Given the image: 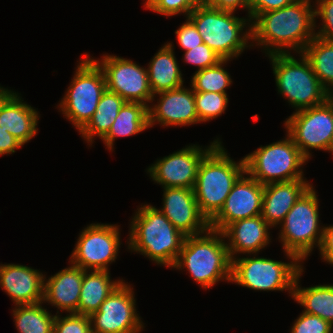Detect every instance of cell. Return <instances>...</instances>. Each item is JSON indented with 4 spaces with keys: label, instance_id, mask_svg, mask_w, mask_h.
Here are the masks:
<instances>
[{
    "label": "cell",
    "instance_id": "1",
    "mask_svg": "<svg viewBox=\"0 0 333 333\" xmlns=\"http://www.w3.org/2000/svg\"><path fill=\"white\" fill-rule=\"evenodd\" d=\"M315 23V8L305 0L260 13L251 20L252 48H261L265 56L302 53L316 36Z\"/></svg>",
    "mask_w": 333,
    "mask_h": 333
},
{
    "label": "cell",
    "instance_id": "2",
    "mask_svg": "<svg viewBox=\"0 0 333 333\" xmlns=\"http://www.w3.org/2000/svg\"><path fill=\"white\" fill-rule=\"evenodd\" d=\"M128 234L125 243L131 253H139L169 269L175 265L185 239V235L150 203H141L135 210Z\"/></svg>",
    "mask_w": 333,
    "mask_h": 333
},
{
    "label": "cell",
    "instance_id": "3",
    "mask_svg": "<svg viewBox=\"0 0 333 333\" xmlns=\"http://www.w3.org/2000/svg\"><path fill=\"white\" fill-rule=\"evenodd\" d=\"M232 260L221 231L208 228L205 232L185 236L175 270L185 269L199 287L213 288L219 281L231 282Z\"/></svg>",
    "mask_w": 333,
    "mask_h": 333
},
{
    "label": "cell",
    "instance_id": "4",
    "mask_svg": "<svg viewBox=\"0 0 333 333\" xmlns=\"http://www.w3.org/2000/svg\"><path fill=\"white\" fill-rule=\"evenodd\" d=\"M219 141L201 160L193 188L200 213L210 222L222 209L234 184L245 173L242 157L235 161Z\"/></svg>",
    "mask_w": 333,
    "mask_h": 333
},
{
    "label": "cell",
    "instance_id": "5",
    "mask_svg": "<svg viewBox=\"0 0 333 333\" xmlns=\"http://www.w3.org/2000/svg\"><path fill=\"white\" fill-rule=\"evenodd\" d=\"M236 12L198 4L188 15L207 44L222 59H238L251 44L250 17H238Z\"/></svg>",
    "mask_w": 333,
    "mask_h": 333
},
{
    "label": "cell",
    "instance_id": "6",
    "mask_svg": "<svg viewBox=\"0 0 333 333\" xmlns=\"http://www.w3.org/2000/svg\"><path fill=\"white\" fill-rule=\"evenodd\" d=\"M267 55L272 65L277 93L297 112L325 103L331 95L313 72L303 53Z\"/></svg>",
    "mask_w": 333,
    "mask_h": 333
},
{
    "label": "cell",
    "instance_id": "7",
    "mask_svg": "<svg viewBox=\"0 0 333 333\" xmlns=\"http://www.w3.org/2000/svg\"><path fill=\"white\" fill-rule=\"evenodd\" d=\"M287 262L258 254H246L232 259L231 282L254 291H285L293 296L298 273L305 268L292 253L284 251Z\"/></svg>",
    "mask_w": 333,
    "mask_h": 333
},
{
    "label": "cell",
    "instance_id": "8",
    "mask_svg": "<svg viewBox=\"0 0 333 333\" xmlns=\"http://www.w3.org/2000/svg\"><path fill=\"white\" fill-rule=\"evenodd\" d=\"M315 186H311L287 213L278 226V240L283 252L295 255L303 264L315 248H319L324 225L319 219V201Z\"/></svg>",
    "mask_w": 333,
    "mask_h": 333
},
{
    "label": "cell",
    "instance_id": "9",
    "mask_svg": "<svg viewBox=\"0 0 333 333\" xmlns=\"http://www.w3.org/2000/svg\"><path fill=\"white\" fill-rule=\"evenodd\" d=\"M77 61L72 81L56 108L79 132L94 115L107 87L102 69L90 54Z\"/></svg>",
    "mask_w": 333,
    "mask_h": 333
},
{
    "label": "cell",
    "instance_id": "10",
    "mask_svg": "<svg viewBox=\"0 0 333 333\" xmlns=\"http://www.w3.org/2000/svg\"><path fill=\"white\" fill-rule=\"evenodd\" d=\"M243 158L245 172L263 185L307 179L303 168L309 160L301 153L287 132L283 139L264 146L260 145Z\"/></svg>",
    "mask_w": 333,
    "mask_h": 333
},
{
    "label": "cell",
    "instance_id": "11",
    "mask_svg": "<svg viewBox=\"0 0 333 333\" xmlns=\"http://www.w3.org/2000/svg\"><path fill=\"white\" fill-rule=\"evenodd\" d=\"M78 236L69 261L84 270L110 271L122 244L120 225L91 223Z\"/></svg>",
    "mask_w": 333,
    "mask_h": 333
},
{
    "label": "cell",
    "instance_id": "12",
    "mask_svg": "<svg viewBox=\"0 0 333 333\" xmlns=\"http://www.w3.org/2000/svg\"><path fill=\"white\" fill-rule=\"evenodd\" d=\"M284 129L308 160L314 149L329 153L333 137V96L321 105L293 112L284 121Z\"/></svg>",
    "mask_w": 333,
    "mask_h": 333
},
{
    "label": "cell",
    "instance_id": "13",
    "mask_svg": "<svg viewBox=\"0 0 333 333\" xmlns=\"http://www.w3.org/2000/svg\"><path fill=\"white\" fill-rule=\"evenodd\" d=\"M132 284L123 280L90 316L92 333H141L145 323L137 313Z\"/></svg>",
    "mask_w": 333,
    "mask_h": 333
},
{
    "label": "cell",
    "instance_id": "14",
    "mask_svg": "<svg viewBox=\"0 0 333 333\" xmlns=\"http://www.w3.org/2000/svg\"><path fill=\"white\" fill-rule=\"evenodd\" d=\"M90 57L102 69L108 91L117 93L126 102H138L149 107L153 93L146 67L114 54L105 53L100 59Z\"/></svg>",
    "mask_w": 333,
    "mask_h": 333
},
{
    "label": "cell",
    "instance_id": "15",
    "mask_svg": "<svg viewBox=\"0 0 333 333\" xmlns=\"http://www.w3.org/2000/svg\"><path fill=\"white\" fill-rule=\"evenodd\" d=\"M218 137L207 146L189 144L168 156L156 159L147 169L154 184L162 188H188L193 189L199 164L204 156L219 142Z\"/></svg>",
    "mask_w": 333,
    "mask_h": 333
},
{
    "label": "cell",
    "instance_id": "16",
    "mask_svg": "<svg viewBox=\"0 0 333 333\" xmlns=\"http://www.w3.org/2000/svg\"><path fill=\"white\" fill-rule=\"evenodd\" d=\"M264 185L246 172L234 184L219 213L209 222V228L223 231L229 224L262 213Z\"/></svg>",
    "mask_w": 333,
    "mask_h": 333
},
{
    "label": "cell",
    "instance_id": "17",
    "mask_svg": "<svg viewBox=\"0 0 333 333\" xmlns=\"http://www.w3.org/2000/svg\"><path fill=\"white\" fill-rule=\"evenodd\" d=\"M148 113L149 128L157 124L163 128L170 126L176 128L200 123L191 86L188 88L183 85L180 88L153 95Z\"/></svg>",
    "mask_w": 333,
    "mask_h": 333
},
{
    "label": "cell",
    "instance_id": "18",
    "mask_svg": "<svg viewBox=\"0 0 333 333\" xmlns=\"http://www.w3.org/2000/svg\"><path fill=\"white\" fill-rule=\"evenodd\" d=\"M162 189V207L158 209L183 235H198L209 228L208 220L200 213L193 189Z\"/></svg>",
    "mask_w": 333,
    "mask_h": 333
},
{
    "label": "cell",
    "instance_id": "19",
    "mask_svg": "<svg viewBox=\"0 0 333 333\" xmlns=\"http://www.w3.org/2000/svg\"><path fill=\"white\" fill-rule=\"evenodd\" d=\"M44 275L32 267L0 263V288L15 305L36 304L44 299Z\"/></svg>",
    "mask_w": 333,
    "mask_h": 333
},
{
    "label": "cell",
    "instance_id": "20",
    "mask_svg": "<svg viewBox=\"0 0 333 333\" xmlns=\"http://www.w3.org/2000/svg\"><path fill=\"white\" fill-rule=\"evenodd\" d=\"M270 230L273 228L261 215L240 219L229 224L222 233L231 260L242 254H259L272 242Z\"/></svg>",
    "mask_w": 333,
    "mask_h": 333
},
{
    "label": "cell",
    "instance_id": "21",
    "mask_svg": "<svg viewBox=\"0 0 333 333\" xmlns=\"http://www.w3.org/2000/svg\"><path fill=\"white\" fill-rule=\"evenodd\" d=\"M47 277L44 275L43 303L57 308L56 314L77 313L84 269L73 265ZM48 278V279H47ZM59 310V311H58ZM61 311V312H60Z\"/></svg>",
    "mask_w": 333,
    "mask_h": 333
},
{
    "label": "cell",
    "instance_id": "22",
    "mask_svg": "<svg viewBox=\"0 0 333 333\" xmlns=\"http://www.w3.org/2000/svg\"><path fill=\"white\" fill-rule=\"evenodd\" d=\"M312 185L307 179L274 182L264 185L261 216L272 228L277 229L295 202Z\"/></svg>",
    "mask_w": 333,
    "mask_h": 333
},
{
    "label": "cell",
    "instance_id": "23",
    "mask_svg": "<svg viewBox=\"0 0 333 333\" xmlns=\"http://www.w3.org/2000/svg\"><path fill=\"white\" fill-rule=\"evenodd\" d=\"M39 114L24 101L21 93L12 91L0 103V126L24 146L38 133Z\"/></svg>",
    "mask_w": 333,
    "mask_h": 333
},
{
    "label": "cell",
    "instance_id": "24",
    "mask_svg": "<svg viewBox=\"0 0 333 333\" xmlns=\"http://www.w3.org/2000/svg\"><path fill=\"white\" fill-rule=\"evenodd\" d=\"M173 42L164 43L146 66L149 85L153 95L180 88L184 78L175 56Z\"/></svg>",
    "mask_w": 333,
    "mask_h": 333
},
{
    "label": "cell",
    "instance_id": "25",
    "mask_svg": "<svg viewBox=\"0 0 333 333\" xmlns=\"http://www.w3.org/2000/svg\"><path fill=\"white\" fill-rule=\"evenodd\" d=\"M124 279H111L110 271L85 270L81 285L78 314L91 316Z\"/></svg>",
    "mask_w": 333,
    "mask_h": 333
},
{
    "label": "cell",
    "instance_id": "26",
    "mask_svg": "<svg viewBox=\"0 0 333 333\" xmlns=\"http://www.w3.org/2000/svg\"><path fill=\"white\" fill-rule=\"evenodd\" d=\"M303 272L304 268L296 277L292 299L304 308L303 312L319 316L333 326V284L302 287Z\"/></svg>",
    "mask_w": 333,
    "mask_h": 333
},
{
    "label": "cell",
    "instance_id": "27",
    "mask_svg": "<svg viewBox=\"0 0 333 333\" xmlns=\"http://www.w3.org/2000/svg\"><path fill=\"white\" fill-rule=\"evenodd\" d=\"M147 129H149L148 106L138 102H125L102 141L105 148L113 152L118 137H130Z\"/></svg>",
    "mask_w": 333,
    "mask_h": 333
},
{
    "label": "cell",
    "instance_id": "28",
    "mask_svg": "<svg viewBox=\"0 0 333 333\" xmlns=\"http://www.w3.org/2000/svg\"><path fill=\"white\" fill-rule=\"evenodd\" d=\"M125 102L117 93L106 89L101 96L94 115L78 132L89 147L93 146L92 144L97 137L102 140L108 134Z\"/></svg>",
    "mask_w": 333,
    "mask_h": 333
},
{
    "label": "cell",
    "instance_id": "29",
    "mask_svg": "<svg viewBox=\"0 0 333 333\" xmlns=\"http://www.w3.org/2000/svg\"><path fill=\"white\" fill-rule=\"evenodd\" d=\"M13 322L18 333H53L56 313L45 308L43 301L36 304L15 305Z\"/></svg>",
    "mask_w": 333,
    "mask_h": 333
},
{
    "label": "cell",
    "instance_id": "30",
    "mask_svg": "<svg viewBox=\"0 0 333 333\" xmlns=\"http://www.w3.org/2000/svg\"><path fill=\"white\" fill-rule=\"evenodd\" d=\"M302 53L325 90L333 96V41L315 36Z\"/></svg>",
    "mask_w": 333,
    "mask_h": 333
},
{
    "label": "cell",
    "instance_id": "31",
    "mask_svg": "<svg viewBox=\"0 0 333 333\" xmlns=\"http://www.w3.org/2000/svg\"><path fill=\"white\" fill-rule=\"evenodd\" d=\"M232 60L222 59L214 66L194 72L190 86L194 92H215L228 94L227 89L233 84L232 76L225 68Z\"/></svg>",
    "mask_w": 333,
    "mask_h": 333
},
{
    "label": "cell",
    "instance_id": "32",
    "mask_svg": "<svg viewBox=\"0 0 333 333\" xmlns=\"http://www.w3.org/2000/svg\"><path fill=\"white\" fill-rule=\"evenodd\" d=\"M194 97L196 113L200 124L222 116L228 108V94L215 92H194Z\"/></svg>",
    "mask_w": 333,
    "mask_h": 333
},
{
    "label": "cell",
    "instance_id": "33",
    "mask_svg": "<svg viewBox=\"0 0 333 333\" xmlns=\"http://www.w3.org/2000/svg\"><path fill=\"white\" fill-rule=\"evenodd\" d=\"M198 4L196 0H151L144 8L167 18L182 13L186 18Z\"/></svg>",
    "mask_w": 333,
    "mask_h": 333
},
{
    "label": "cell",
    "instance_id": "34",
    "mask_svg": "<svg viewBox=\"0 0 333 333\" xmlns=\"http://www.w3.org/2000/svg\"><path fill=\"white\" fill-rule=\"evenodd\" d=\"M53 333H92L90 316L77 313L55 315Z\"/></svg>",
    "mask_w": 333,
    "mask_h": 333
},
{
    "label": "cell",
    "instance_id": "35",
    "mask_svg": "<svg viewBox=\"0 0 333 333\" xmlns=\"http://www.w3.org/2000/svg\"><path fill=\"white\" fill-rule=\"evenodd\" d=\"M182 60L186 64L195 66L197 68L195 72H197L216 65L222 58L207 44L202 43L188 51H184Z\"/></svg>",
    "mask_w": 333,
    "mask_h": 333
},
{
    "label": "cell",
    "instance_id": "36",
    "mask_svg": "<svg viewBox=\"0 0 333 333\" xmlns=\"http://www.w3.org/2000/svg\"><path fill=\"white\" fill-rule=\"evenodd\" d=\"M290 333H332L333 326L319 316L301 312L294 320Z\"/></svg>",
    "mask_w": 333,
    "mask_h": 333
},
{
    "label": "cell",
    "instance_id": "37",
    "mask_svg": "<svg viewBox=\"0 0 333 333\" xmlns=\"http://www.w3.org/2000/svg\"><path fill=\"white\" fill-rule=\"evenodd\" d=\"M317 19L322 22L315 23L316 36L333 41V0H325L315 7V22Z\"/></svg>",
    "mask_w": 333,
    "mask_h": 333
},
{
    "label": "cell",
    "instance_id": "38",
    "mask_svg": "<svg viewBox=\"0 0 333 333\" xmlns=\"http://www.w3.org/2000/svg\"><path fill=\"white\" fill-rule=\"evenodd\" d=\"M175 30L176 40L183 51H188L203 43L202 36L198 32L194 23L188 18Z\"/></svg>",
    "mask_w": 333,
    "mask_h": 333
},
{
    "label": "cell",
    "instance_id": "39",
    "mask_svg": "<svg viewBox=\"0 0 333 333\" xmlns=\"http://www.w3.org/2000/svg\"><path fill=\"white\" fill-rule=\"evenodd\" d=\"M249 17L252 20L256 15L291 5L296 0H248Z\"/></svg>",
    "mask_w": 333,
    "mask_h": 333
},
{
    "label": "cell",
    "instance_id": "40",
    "mask_svg": "<svg viewBox=\"0 0 333 333\" xmlns=\"http://www.w3.org/2000/svg\"><path fill=\"white\" fill-rule=\"evenodd\" d=\"M317 250L322 262L333 267V224L324 225L322 240Z\"/></svg>",
    "mask_w": 333,
    "mask_h": 333
},
{
    "label": "cell",
    "instance_id": "41",
    "mask_svg": "<svg viewBox=\"0 0 333 333\" xmlns=\"http://www.w3.org/2000/svg\"><path fill=\"white\" fill-rule=\"evenodd\" d=\"M23 145L7 130L0 126V156L11 155Z\"/></svg>",
    "mask_w": 333,
    "mask_h": 333
},
{
    "label": "cell",
    "instance_id": "42",
    "mask_svg": "<svg viewBox=\"0 0 333 333\" xmlns=\"http://www.w3.org/2000/svg\"><path fill=\"white\" fill-rule=\"evenodd\" d=\"M207 5L215 9L233 11L236 12L237 9L242 8L247 12V17H249V1L248 0H208Z\"/></svg>",
    "mask_w": 333,
    "mask_h": 333
},
{
    "label": "cell",
    "instance_id": "43",
    "mask_svg": "<svg viewBox=\"0 0 333 333\" xmlns=\"http://www.w3.org/2000/svg\"><path fill=\"white\" fill-rule=\"evenodd\" d=\"M13 91L7 87L0 86V103Z\"/></svg>",
    "mask_w": 333,
    "mask_h": 333
},
{
    "label": "cell",
    "instance_id": "44",
    "mask_svg": "<svg viewBox=\"0 0 333 333\" xmlns=\"http://www.w3.org/2000/svg\"><path fill=\"white\" fill-rule=\"evenodd\" d=\"M308 4H310L312 7H316L318 6L321 2L325 1V0H305ZM315 3V4H314Z\"/></svg>",
    "mask_w": 333,
    "mask_h": 333
},
{
    "label": "cell",
    "instance_id": "45",
    "mask_svg": "<svg viewBox=\"0 0 333 333\" xmlns=\"http://www.w3.org/2000/svg\"><path fill=\"white\" fill-rule=\"evenodd\" d=\"M330 153H331L332 156H333V137H332L331 145H330Z\"/></svg>",
    "mask_w": 333,
    "mask_h": 333
},
{
    "label": "cell",
    "instance_id": "46",
    "mask_svg": "<svg viewBox=\"0 0 333 333\" xmlns=\"http://www.w3.org/2000/svg\"><path fill=\"white\" fill-rule=\"evenodd\" d=\"M199 4L207 3L208 0H196Z\"/></svg>",
    "mask_w": 333,
    "mask_h": 333
},
{
    "label": "cell",
    "instance_id": "47",
    "mask_svg": "<svg viewBox=\"0 0 333 333\" xmlns=\"http://www.w3.org/2000/svg\"><path fill=\"white\" fill-rule=\"evenodd\" d=\"M144 7L151 1V0H143Z\"/></svg>",
    "mask_w": 333,
    "mask_h": 333
}]
</instances>
